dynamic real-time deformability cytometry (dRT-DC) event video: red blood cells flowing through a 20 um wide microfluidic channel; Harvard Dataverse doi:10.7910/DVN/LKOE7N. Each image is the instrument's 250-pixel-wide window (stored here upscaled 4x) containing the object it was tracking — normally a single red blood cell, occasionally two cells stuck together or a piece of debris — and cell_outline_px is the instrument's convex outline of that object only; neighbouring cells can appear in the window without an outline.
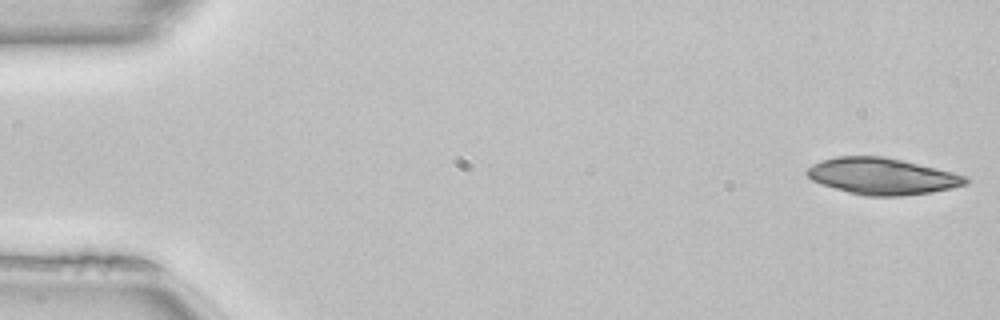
{"species": "common noctule bat (a hibernating species)", "species_latin": "Nyctalus noctula", "temperature_condition": "room temperature", "stored_images_in_passage": 15, "camera_frame_rate_fps": 3000, "um_per_image_px": 0.085, "animal": {"sex": "female", "body_mass_g": 22.7, "forearm_length_mm": 54.2}, "frame": {"image": 1, "passage_image": 1, "time_ms": 0.0, "image_size_px": [1000, 320], "cell_outline_px": [[972, 180], [968, 184], [952, 188], [932, 192], [904, 196], [864, 196], [848, 192], [820, 184], [812, 180], [804, 172], [812, 164], [820, 160], [836, 156], [884, 156], [936, 168], [952, 172], [964, 176]], "centroid_in_image_um": [74.97, 14.98], "position_along_channel_um": 10.0, "area_um2": 33.93}}